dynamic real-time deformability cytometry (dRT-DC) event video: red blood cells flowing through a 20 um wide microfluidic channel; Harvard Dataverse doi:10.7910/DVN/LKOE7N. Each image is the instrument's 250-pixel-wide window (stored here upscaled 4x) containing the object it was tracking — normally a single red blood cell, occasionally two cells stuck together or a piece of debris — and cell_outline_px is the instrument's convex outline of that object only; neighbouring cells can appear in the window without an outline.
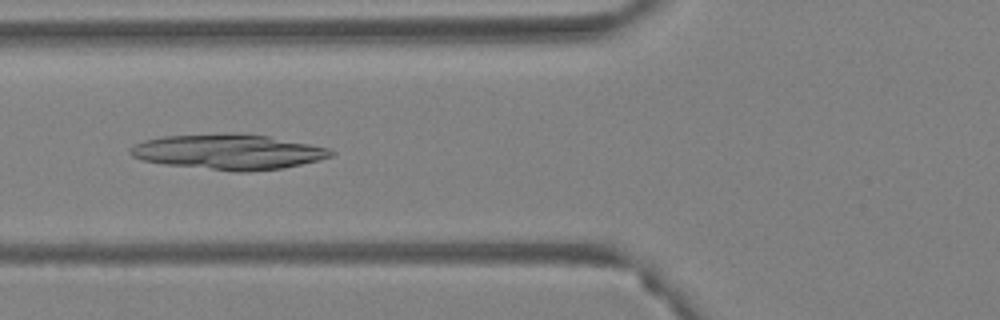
{"species": "Egyptian fruit bat (a non-hibernating species)", "species_latin": "Rousettus aegyptiacus", "temperature_condition": "warm", "stored_images_in_passage": 55, "camera_frame_rate_fps": 3000, "um_per_image_px": 0.085, "animal": {"sex": "female"}, "frame": {"image": 1, "passage_image": 22, "time_ms": 7.0, "image_size_px": [1000, 320], "cell_outline_px": [[336, 152], [332, 156], [300, 164], [280, 168], [248, 172], [236, 172], [164, 164], [144, 160], [132, 156], [128, 152], [128, 148], [144, 140], [164, 136], [232, 132], [236, 132], [268, 136], [328, 148]], "centroid_in_image_um": [19.37, 12.9], "position_along_channel_um": 106.4, "area_um2": 41.15}}
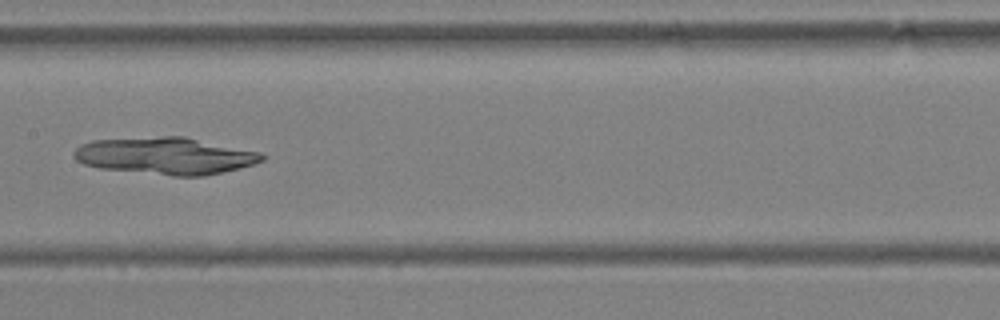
{"frame": {"image": 2, "passage_image": 29, "time_ms": 9.333, "image_size_px": [1000, 320], "cell_outline_px": [[268, 156], [264, 160], [240, 168], [204, 176], [172, 176], [100, 168], [84, 164], [76, 160], [72, 156], [72, 152], [80, 144], [92, 140], [164, 136], [184, 136], [260, 152]], "centroid_in_image_um": [14.05, 13.24], "position_along_channel_um": 193.3, "area_um2": 40.75}}
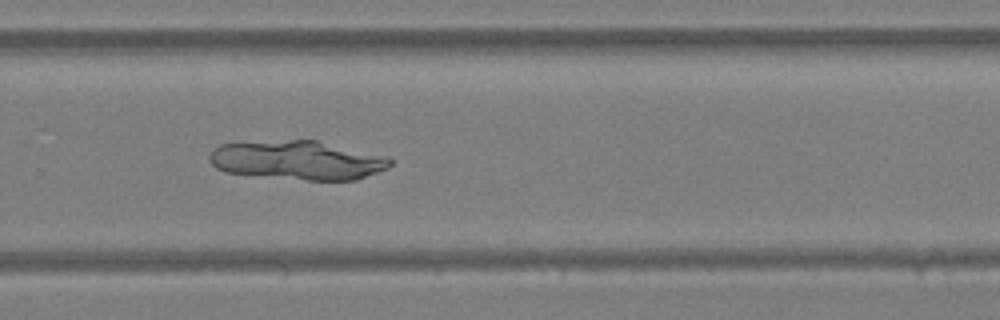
{"frame": {"image": 3, "passage_image": 38, "time_ms": 12.333, "image_size_px": [1000, 320], "cell_outline_px": [[392, 164], [388, 168], [356, 180], [308, 180], [224, 172], [216, 168], [208, 160], [208, 156], [212, 148], [220, 144], [292, 140], [316, 140], [380, 156], [392, 160]], "centroid_in_image_um": [25.22, 13.63], "position_along_channel_um": 304.6, "area_um2": 40.46}}